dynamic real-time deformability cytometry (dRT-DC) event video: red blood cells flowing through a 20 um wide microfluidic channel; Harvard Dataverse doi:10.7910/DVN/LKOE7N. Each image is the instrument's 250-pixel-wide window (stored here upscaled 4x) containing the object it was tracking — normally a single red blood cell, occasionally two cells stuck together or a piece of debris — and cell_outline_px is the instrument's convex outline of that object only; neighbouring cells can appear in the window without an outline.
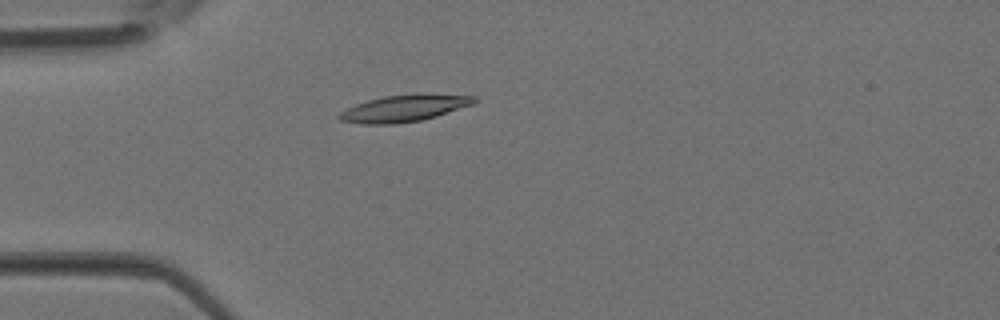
{"species": "Egyptian fruit bat (a non-hibernating species)", "species_latin": "Rousettus aegyptiacus", "temperature_condition": "room temperature", "stored_images_in_passage": 2, "camera_frame_rate_fps": 3000, "um_per_image_px": 0.085, "animal": {"sex": "female"}, "frame": {"image": 1, "passage_image": 2, "time_ms": 0.333, "image_size_px": [1000, 320], "cell_outline_px": [[476, 100], [472, 104], [436, 116], [420, 120], [396, 124], [364, 124], [340, 120], [336, 116], [340, 112], [356, 104], [368, 100], [384, 96], [416, 92], [476, 96]], "centroid_in_image_um": [34.35, 9.18], "position_along_channel_um": 50.7, "area_um2": 21.15}}